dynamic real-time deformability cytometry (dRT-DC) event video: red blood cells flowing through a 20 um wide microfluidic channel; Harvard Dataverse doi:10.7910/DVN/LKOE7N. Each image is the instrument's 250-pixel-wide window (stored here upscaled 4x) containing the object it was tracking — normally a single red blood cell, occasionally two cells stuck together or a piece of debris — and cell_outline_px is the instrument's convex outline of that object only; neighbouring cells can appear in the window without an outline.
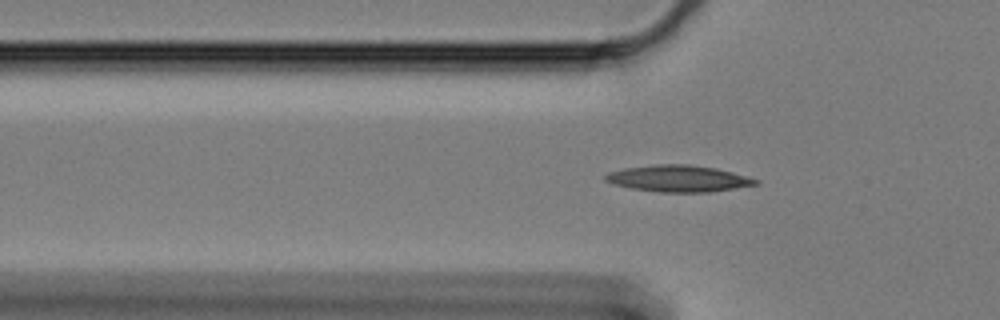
{"species": "Egyptian fruit bat (a non-hibernating species)", "species_latin": "Rousettus aegyptiacus", "temperature_condition": "cold", "stored_images_in_passage": 49, "camera_frame_rate_fps": 3000, "um_per_image_px": 0.085, "animal": {"sex": "female"}, "frame": {"image": 1, "passage_image": 7, "time_ms": 2.0, "image_size_px": [1000, 320], "cell_outline_px": [[760, 184], [712, 192], [656, 192], [632, 188], [612, 184], [604, 180], [604, 176], [608, 172], [624, 168], [656, 164], [688, 164], [716, 168], [732, 172], [760, 180]], "centroid_in_image_um": [57.66, 15.18], "position_along_channel_um": 68.1, "area_um2": 23.41}}
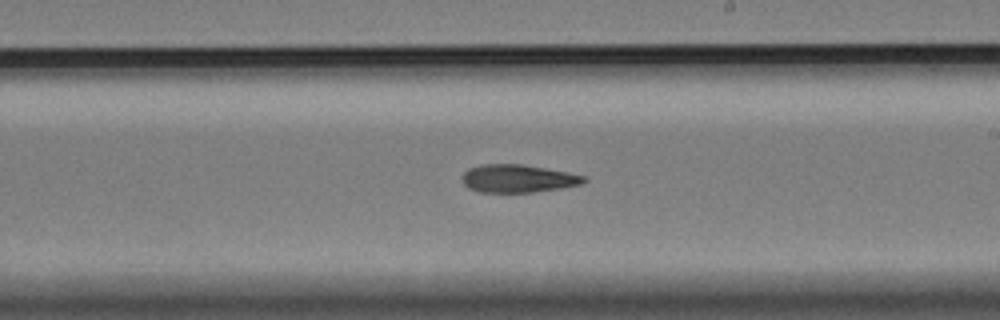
{"frame": {"image": 2, "passage_image": 23, "time_ms": 7.333, "image_size_px": [1000, 320], "cell_outline_px": [[588, 180], [580, 184], [560, 188], [532, 192], [480, 192], [468, 188], [464, 184], [464, 172], [468, 168], [484, 164], [520, 164], [568, 172], [588, 176]], "centroid_in_image_um": [44.05, 15.17], "position_along_channel_um": 244.9, "area_um2": 19.65}}
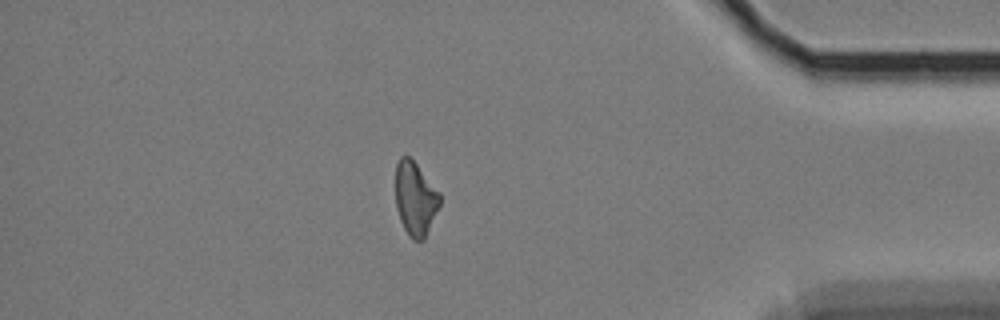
{"frame": {"image": 3, "passage_image": 40, "time_ms": 13.0, "image_size_px": [1000, 320], "cell_outline_px": [[440, 204], [424, 240], [412, 240], [404, 228], [400, 220], [396, 208], [396, 164], [400, 156], [408, 156], [416, 164], [440, 192]], "centroid_in_image_um": [35.29, 16.89], "position_along_channel_um": 399.9, "area_um2": 18.9}, "authors_computed_cell_mechanics": {"area_um2": 20.4612, "velocity_mm_per_s": 3.3107, "shape_relaxation_time_tau1_ms": 10.1376, "shape_relaxation_time_tau2_ms": null, "deformation_change_tau1": 0.2027, "deformation_change_tau2": null}}